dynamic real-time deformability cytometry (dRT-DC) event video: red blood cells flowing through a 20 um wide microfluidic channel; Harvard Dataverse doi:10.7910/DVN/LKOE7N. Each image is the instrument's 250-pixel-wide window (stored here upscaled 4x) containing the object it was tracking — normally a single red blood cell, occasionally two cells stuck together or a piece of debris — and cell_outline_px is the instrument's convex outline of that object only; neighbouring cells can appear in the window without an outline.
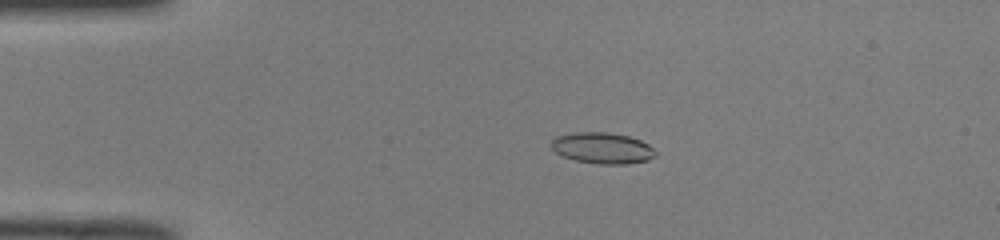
{"species": "common noctule bat (a hibernating species)", "species_latin": "Nyctalus noctula", "temperature_condition": "room temperature", "stored_images_in_passage": 49, "camera_frame_rate_fps": 3000, "um_per_image_px": 0.085, "animal": {"sex": "male", "body_mass_g": 19.0, "forearm_length_mm": 50.8}, "frame": {"image": 1, "passage_image": 10, "time_ms": 3.0, "image_size_px": [1000, 240], "cell_outline_px": [[656, 156], [648, 160], [628, 164], [600, 164], [576, 160], [564, 156], [556, 152], [552, 148], [552, 140], [556, 136], [572, 132], [608, 132], [628, 136], [640, 140], [648, 144], [656, 152]], "centroid_in_image_um": [51.22, 12.58], "position_along_channel_um": 33.8, "area_um2": 18.84}}
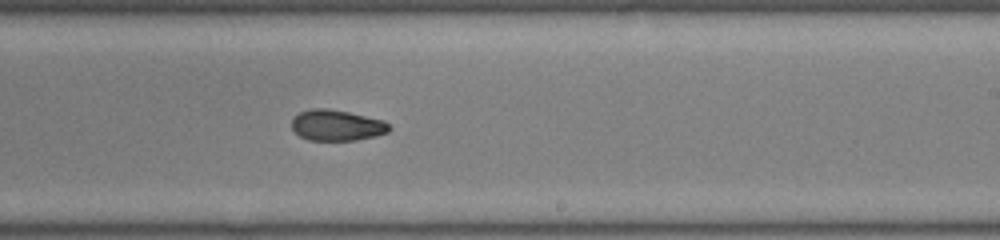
{"frame": {"image": 2, "passage_image": 30, "time_ms": 9.667, "image_size_px": [1000, 240], "cell_outline_px": [[392, 128], [388, 132], [376, 136], [356, 140], [308, 140], [300, 136], [292, 128], [292, 120], [300, 112], [312, 108], [328, 108], [348, 112], [384, 120]], "centroid_in_image_um": [28.65, 10.65], "position_along_channel_um": 260.4, "area_um2": 17.51}}
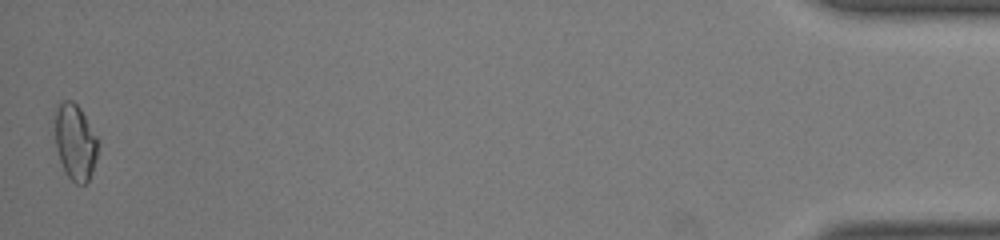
{"frame": {"image": 3, "passage_image": 49, "time_ms": 16.0, "image_size_px": [1000, 240], "cell_outline_px": [[96, 160], [92, 172], [88, 180], [84, 184], [76, 184], [64, 172], [56, 148], [56, 108], [60, 100], [72, 100], [80, 108], [96, 136]], "centroid_in_image_um": [6.37, 12.07], "position_along_channel_um": 428.8, "area_um2": 18.67}, "authors_computed_cell_mechanics": {"area_um2": 18.6694, "velocity_mm_per_s": 4.0925, "shape_relaxation_time_tau1_ms": 9.1713, "shape_relaxation_time_tau2_ms": 3.228, "deformation_change_tau1": 0.1965, "deformation_change_tau2": 0.0659}}